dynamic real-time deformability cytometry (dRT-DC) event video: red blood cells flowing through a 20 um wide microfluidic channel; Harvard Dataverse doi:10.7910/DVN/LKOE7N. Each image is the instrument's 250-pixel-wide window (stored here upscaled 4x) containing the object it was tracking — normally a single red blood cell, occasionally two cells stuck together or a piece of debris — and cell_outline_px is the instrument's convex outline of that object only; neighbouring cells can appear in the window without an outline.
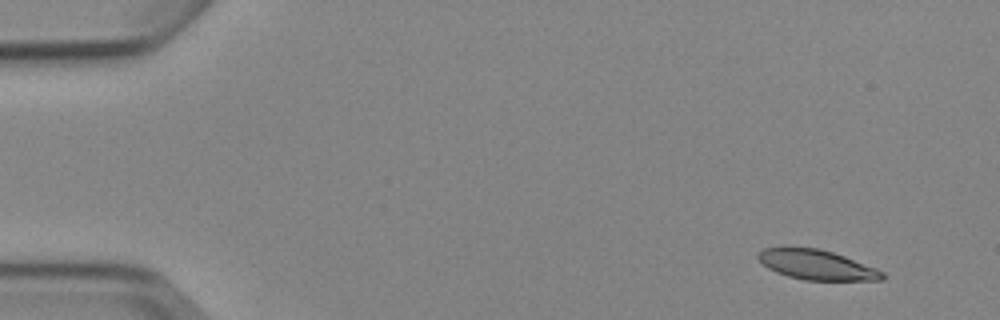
{"species": "Egyptian fruit bat (a non-hibernating species)", "species_latin": "Rousettus aegyptiacus", "temperature_condition": "cold", "stored_images_in_passage": 6, "camera_frame_rate_fps": 3000, "um_per_image_px": 0.085, "animal": {"sex": "female"}, "frame": {"image": 1, "passage_image": 1, "time_ms": 0.0, "image_size_px": [1000, 320], "cell_outline_px": [[884, 280], [804, 280], [788, 276], [776, 272], [768, 268], [756, 256], [756, 252], [764, 248], [820, 248], [844, 256], [876, 268], [884, 272]], "centroid_in_image_um": [69.42, 22.51], "position_along_channel_um": 15.6, "area_um2": 21.39}}
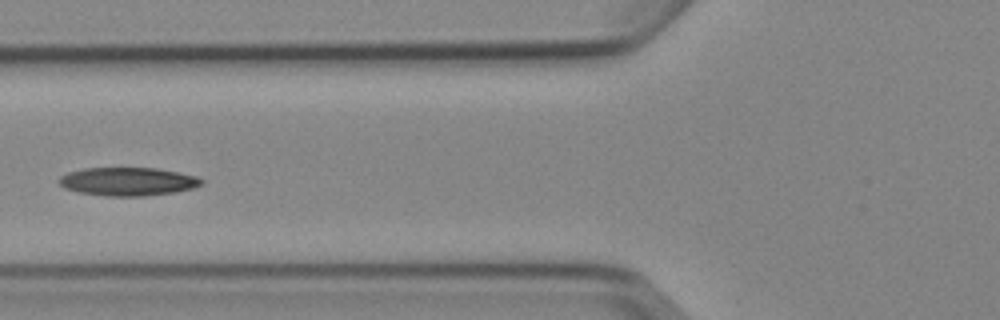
{"frame": {"image": 2, "passage_image": 6, "time_ms": 5.667, "image_size_px": [1000, 320], "cell_outline_px": [[204, 184], [196, 188], [176, 192], [144, 196], [108, 196], [80, 192], [64, 188], [60, 184], [60, 176], [68, 172], [84, 168], [156, 168], [200, 176], [204, 180]], "centroid_in_image_um": [10.96, 15.43], "position_along_channel_um": 114.8, "area_um2": 23.7}}